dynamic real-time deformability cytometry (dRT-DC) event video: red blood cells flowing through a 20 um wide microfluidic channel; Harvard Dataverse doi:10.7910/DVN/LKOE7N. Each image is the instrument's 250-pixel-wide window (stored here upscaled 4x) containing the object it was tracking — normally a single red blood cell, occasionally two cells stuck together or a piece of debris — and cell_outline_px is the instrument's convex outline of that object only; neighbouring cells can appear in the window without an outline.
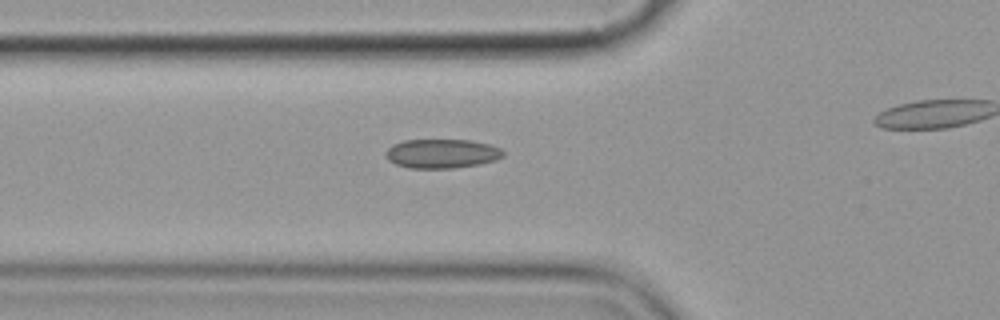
{"species": "common noctule bat (a hibernating species)", "species_latin": "Nyctalus noctula", "temperature_condition": "cold", "stored_images_in_passage": 8, "camera_frame_rate_fps": 3000, "um_per_image_px": 0.085, "animal": {"sex": "female", "body_mass_g": 19.9}, "frame": {"image": 1, "passage_image": 8, "time_ms": 8.0, "image_size_px": [1000, 320], "cell_outline_px": [[504, 156], [496, 160], [480, 164], [456, 168], [408, 168], [396, 164], [388, 160], [384, 156], [384, 152], [392, 144], [404, 140], [468, 140], [488, 144], [500, 148], [504, 152]], "centroid_in_image_um": [37.53, 13.06], "position_along_channel_um": 88.3, "area_um2": 20.11}}